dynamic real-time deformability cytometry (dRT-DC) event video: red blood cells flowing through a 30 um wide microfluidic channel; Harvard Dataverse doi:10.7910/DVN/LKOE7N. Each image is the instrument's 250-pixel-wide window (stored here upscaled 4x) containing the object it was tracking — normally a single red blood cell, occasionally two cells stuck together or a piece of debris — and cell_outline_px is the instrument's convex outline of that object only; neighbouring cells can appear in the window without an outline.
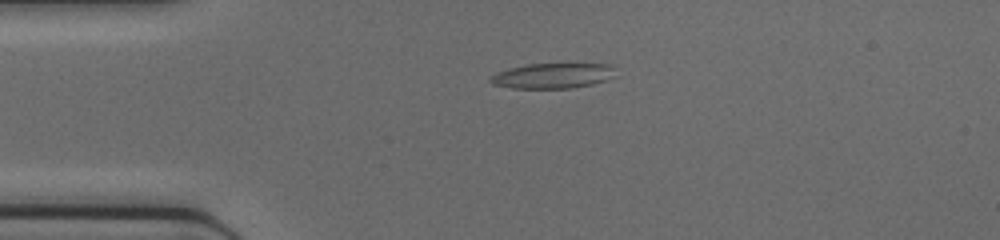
{"species": "common noctule bat (a hibernating species)", "species_latin": "Nyctalus noctula", "temperature_condition": "cold", "stored_images_in_passage": 37, "camera_frame_rate_fps": 3000, "um_per_image_px": 0.085, "animal": {"sex": "female", "body_mass_g": 17.0, "forearm_length_mm": 48.0}, "frame": {"image": 1, "passage_image": 1, "time_ms": 0.0, "image_size_px": [1000, 240], "cell_outline_px": [[620, 76], [608, 80], [592, 84], [572, 88], [512, 88], [492, 84], [488, 80], [488, 76], [496, 72], [508, 68], [528, 64], [612, 64]], "centroid_in_image_um": [47.03, 6.44], "position_along_channel_um": 38.0, "area_um2": 18.84}}
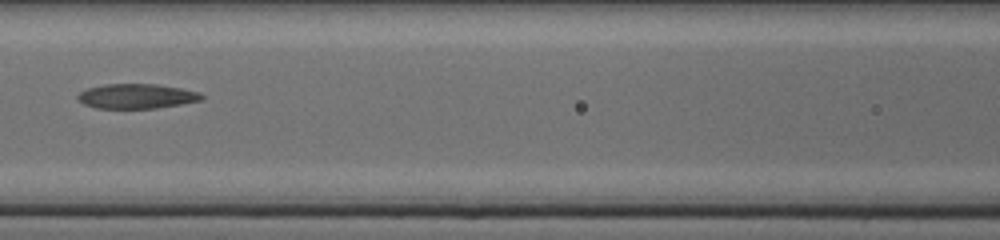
{"frame": {"image": 2, "passage_image": 11, "time_ms": 3.333, "image_size_px": [1000, 240], "cell_outline_px": [[204, 100], [156, 108], [96, 108], [84, 104], [76, 96], [80, 92], [88, 88], [104, 84], [156, 84], [180, 88], [200, 92], [204, 96]], "centroid_in_image_um": [11.64, 8.17], "position_along_channel_um": 155.0, "area_um2": 17.8}}
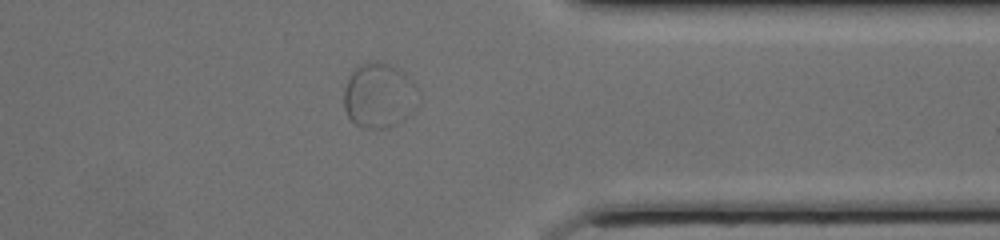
{"frame": {"image": 3, "passage_image": 27, "time_ms": 8.667, "image_size_px": [1000, 240], "cell_outline_px": [[416, 88], [408, 116], [396, 124], [388, 128], [364, 128], [356, 124], [348, 116], [344, 108], [344, 88], [348, 76], [360, 64], [368, 60], [376, 60], [388, 64], [404, 72], [416, 84]], "centroid_in_image_um": [32.14, 8.08], "position_along_channel_um": 379.3, "area_um2": 27.74}}